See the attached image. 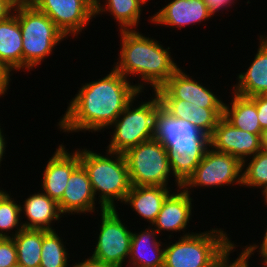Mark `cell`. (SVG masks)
Instances as JSON below:
<instances>
[{
  "label": "cell",
  "instance_id": "21",
  "mask_svg": "<svg viewBox=\"0 0 267 267\" xmlns=\"http://www.w3.org/2000/svg\"><path fill=\"white\" fill-rule=\"evenodd\" d=\"M160 102L161 107L172 117L189 121L208 136L223 116L224 108H203L180 99H160Z\"/></svg>",
  "mask_w": 267,
  "mask_h": 267
},
{
  "label": "cell",
  "instance_id": "45",
  "mask_svg": "<svg viewBox=\"0 0 267 267\" xmlns=\"http://www.w3.org/2000/svg\"><path fill=\"white\" fill-rule=\"evenodd\" d=\"M222 267H229V260Z\"/></svg>",
  "mask_w": 267,
  "mask_h": 267
},
{
  "label": "cell",
  "instance_id": "29",
  "mask_svg": "<svg viewBox=\"0 0 267 267\" xmlns=\"http://www.w3.org/2000/svg\"><path fill=\"white\" fill-rule=\"evenodd\" d=\"M9 193L0 200L1 238H13L24 228L21 221L20 202L13 198L11 191Z\"/></svg>",
  "mask_w": 267,
  "mask_h": 267
},
{
  "label": "cell",
  "instance_id": "30",
  "mask_svg": "<svg viewBox=\"0 0 267 267\" xmlns=\"http://www.w3.org/2000/svg\"><path fill=\"white\" fill-rule=\"evenodd\" d=\"M18 264L17 251L13 238L0 240V267H11Z\"/></svg>",
  "mask_w": 267,
  "mask_h": 267
},
{
  "label": "cell",
  "instance_id": "23",
  "mask_svg": "<svg viewBox=\"0 0 267 267\" xmlns=\"http://www.w3.org/2000/svg\"><path fill=\"white\" fill-rule=\"evenodd\" d=\"M148 1L151 0H95V19L102 14L112 15L118 30H138Z\"/></svg>",
  "mask_w": 267,
  "mask_h": 267
},
{
  "label": "cell",
  "instance_id": "25",
  "mask_svg": "<svg viewBox=\"0 0 267 267\" xmlns=\"http://www.w3.org/2000/svg\"><path fill=\"white\" fill-rule=\"evenodd\" d=\"M231 101L224 103L223 117L234 127L252 134H262L255 102L231 91Z\"/></svg>",
  "mask_w": 267,
  "mask_h": 267
},
{
  "label": "cell",
  "instance_id": "9",
  "mask_svg": "<svg viewBox=\"0 0 267 267\" xmlns=\"http://www.w3.org/2000/svg\"><path fill=\"white\" fill-rule=\"evenodd\" d=\"M97 213L101 216V224H98L99 232L91 257L111 267H127L132 229L124 223V218L121 219L124 213L120 214L117 208L97 210Z\"/></svg>",
  "mask_w": 267,
  "mask_h": 267
},
{
  "label": "cell",
  "instance_id": "19",
  "mask_svg": "<svg viewBox=\"0 0 267 267\" xmlns=\"http://www.w3.org/2000/svg\"><path fill=\"white\" fill-rule=\"evenodd\" d=\"M259 35L257 52L252 62L244 72L236 75L237 82L229 89L245 97L262 95L267 91V35Z\"/></svg>",
  "mask_w": 267,
  "mask_h": 267
},
{
  "label": "cell",
  "instance_id": "10",
  "mask_svg": "<svg viewBox=\"0 0 267 267\" xmlns=\"http://www.w3.org/2000/svg\"><path fill=\"white\" fill-rule=\"evenodd\" d=\"M242 168L243 163L235 156L209 147L194 170L193 177L183 188L193 195L191 192L199 187H203L202 189H213V187L217 189L230 185L243 187Z\"/></svg>",
  "mask_w": 267,
  "mask_h": 267
},
{
  "label": "cell",
  "instance_id": "26",
  "mask_svg": "<svg viewBox=\"0 0 267 267\" xmlns=\"http://www.w3.org/2000/svg\"><path fill=\"white\" fill-rule=\"evenodd\" d=\"M18 264L22 267H39L42 250V230L23 228L14 237Z\"/></svg>",
  "mask_w": 267,
  "mask_h": 267
},
{
  "label": "cell",
  "instance_id": "16",
  "mask_svg": "<svg viewBox=\"0 0 267 267\" xmlns=\"http://www.w3.org/2000/svg\"><path fill=\"white\" fill-rule=\"evenodd\" d=\"M153 15L148 22L154 25L167 26L171 29H183L189 25H200L203 21L213 19L205 0H169Z\"/></svg>",
  "mask_w": 267,
  "mask_h": 267
},
{
  "label": "cell",
  "instance_id": "13",
  "mask_svg": "<svg viewBox=\"0 0 267 267\" xmlns=\"http://www.w3.org/2000/svg\"><path fill=\"white\" fill-rule=\"evenodd\" d=\"M195 200L184 188H175L163 202L162 208L158 213L152 227L158 232L159 236L165 231L170 232L168 239H172L173 233H182L180 237L191 235L195 232H186L192 220L194 211L192 202ZM188 226V227H187ZM182 231V232H181ZM161 233V234H160ZM172 234V235H171Z\"/></svg>",
  "mask_w": 267,
  "mask_h": 267
},
{
  "label": "cell",
  "instance_id": "31",
  "mask_svg": "<svg viewBox=\"0 0 267 267\" xmlns=\"http://www.w3.org/2000/svg\"><path fill=\"white\" fill-rule=\"evenodd\" d=\"M267 223V221H266ZM265 232L263 238H261L262 240H260L259 242L261 243H254L252 242L251 244H247L246 246L241 245V253L246 257L251 259L252 256L254 257V253L258 252V253H267V226L265 227ZM251 257V258H250Z\"/></svg>",
  "mask_w": 267,
  "mask_h": 267
},
{
  "label": "cell",
  "instance_id": "43",
  "mask_svg": "<svg viewBox=\"0 0 267 267\" xmlns=\"http://www.w3.org/2000/svg\"><path fill=\"white\" fill-rule=\"evenodd\" d=\"M1 182V181H0ZM8 193L5 189L0 187V200Z\"/></svg>",
  "mask_w": 267,
  "mask_h": 267
},
{
  "label": "cell",
  "instance_id": "35",
  "mask_svg": "<svg viewBox=\"0 0 267 267\" xmlns=\"http://www.w3.org/2000/svg\"><path fill=\"white\" fill-rule=\"evenodd\" d=\"M72 265L70 267H111L109 265L104 264L103 262L96 260L92 258L91 256H87V258H83L81 262L78 260L75 262V259L73 260Z\"/></svg>",
  "mask_w": 267,
  "mask_h": 267
},
{
  "label": "cell",
  "instance_id": "8",
  "mask_svg": "<svg viewBox=\"0 0 267 267\" xmlns=\"http://www.w3.org/2000/svg\"><path fill=\"white\" fill-rule=\"evenodd\" d=\"M124 156L131 185L172 187L168 152L157 139L152 138L128 149Z\"/></svg>",
  "mask_w": 267,
  "mask_h": 267
},
{
  "label": "cell",
  "instance_id": "20",
  "mask_svg": "<svg viewBox=\"0 0 267 267\" xmlns=\"http://www.w3.org/2000/svg\"><path fill=\"white\" fill-rule=\"evenodd\" d=\"M144 228L132 231L127 267H163L165 242L152 226Z\"/></svg>",
  "mask_w": 267,
  "mask_h": 267
},
{
  "label": "cell",
  "instance_id": "46",
  "mask_svg": "<svg viewBox=\"0 0 267 267\" xmlns=\"http://www.w3.org/2000/svg\"><path fill=\"white\" fill-rule=\"evenodd\" d=\"M265 98H267V91L262 94Z\"/></svg>",
  "mask_w": 267,
  "mask_h": 267
},
{
  "label": "cell",
  "instance_id": "33",
  "mask_svg": "<svg viewBox=\"0 0 267 267\" xmlns=\"http://www.w3.org/2000/svg\"><path fill=\"white\" fill-rule=\"evenodd\" d=\"M12 70H10L3 62L0 61V98L5 97L11 86L13 76ZM5 95V96H4Z\"/></svg>",
  "mask_w": 267,
  "mask_h": 267
},
{
  "label": "cell",
  "instance_id": "32",
  "mask_svg": "<svg viewBox=\"0 0 267 267\" xmlns=\"http://www.w3.org/2000/svg\"><path fill=\"white\" fill-rule=\"evenodd\" d=\"M256 104L258 121L262 129L267 128V98L263 95L250 97Z\"/></svg>",
  "mask_w": 267,
  "mask_h": 267
},
{
  "label": "cell",
  "instance_id": "12",
  "mask_svg": "<svg viewBox=\"0 0 267 267\" xmlns=\"http://www.w3.org/2000/svg\"><path fill=\"white\" fill-rule=\"evenodd\" d=\"M186 72L180 67L158 88L155 93L159 99H180L203 108H224L221 95L217 96V92H213L212 88L204 86L202 81L196 80Z\"/></svg>",
  "mask_w": 267,
  "mask_h": 267
},
{
  "label": "cell",
  "instance_id": "22",
  "mask_svg": "<svg viewBox=\"0 0 267 267\" xmlns=\"http://www.w3.org/2000/svg\"><path fill=\"white\" fill-rule=\"evenodd\" d=\"M172 188V189H171ZM174 187L164 186H131L123 202L124 206H129L137 213L139 219H144L149 226L155 221L160 212L166 197L172 192Z\"/></svg>",
  "mask_w": 267,
  "mask_h": 267
},
{
  "label": "cell",
  "instance_id": "40",
  "mask_svg": "<svg viewBox=\"0 0 267 267\" xmlns=\"http://www.w3.org/2000/svg\"><path fill=\"white\" fill-rule=\"evenodd\" d=\"M237 259L245 266V267H250L249 265V258H246L241 252L237 254Z\"/></svg>",
  "mask_w": 267,
  "mask_h": 267
},
{
  "label": "cell",
  "instance_id": "18",
  "mask_svg": "<svg viewBox=\"0 0 267 267\" xmlns=\"http://www.w3.org/2000/svg\"><path fill=\"white\" fill-rule=\"evenodd\" d=\"M22 202H20V212L25 229L53 231L56 230L53 227L54 223L56 222L57 225L63 220L61 218H64L58 203L40 190L28 195ZM23 218L26 219L23 221Z\"/></svg>",
  "mask_w": 267,
  "mask_h": 267
},
{
  "label": "cell",
  "instance_id": "44",
  "mask_svg": "<svg viewBox=\"0 0 267 267\" xmlns=\"http://www.w3.org/2000/svg\"><path fill=\"white\" fill-rule=\"evenodd\" d=\"M263 201H264V205H266L267 206V193L263 196Z\"/></svg>",
  "mask_w": 267,
  "mask_h": 267
},
{
  "label": "cell",
  "instance_id": "4",
  "mask_svg": "<svg viewBox=\"0 0 267 267\" xmlns=\"http://www.w3.org/2000/svg\"><path fill=\"white\" fill-rule=\"evenodd\" d=\"M224 228H210L203 232L165 241L163 267H222L230 254L238 248Z\"/></svg>",
  "mask_w": 267,
  "mask_h": 267
},
{
  "label": "cell",
  "instance_id": "27",
  "mask_svg": "<svg viewBox=\"0 0 267 267\" xmlns=\"http://www.w3.org/2000/svg\"><path fill=\"white\" fill-rule=\"evenodd\" d=\"M60 236L56 230H42V250L39 267H68L71 265L69 264L71 263L69 258L72 257H69L70 253H68L70 250L66 248L69 243Z\"/></svg>",
  "mask_w": 267,
  "mask_h": 267
},
{
  "label": "cell",
  "instance_id": "39",
  "mask_svg": "<svg viewBox=\"0 0 267 267\" xmlns=\"http://www.w3.org/2000/svg\"><path fill=\"white\" fill-rule=\"evenodd\" d=\"M260 143H261V150L267 152V128L262 130Z\"/></svg>",
  "mask_w": 267,
  "mask_h": 267
},
{
  "label": "cell",
  "instance_id": "3",
  "mask_svg": "<svg viewBox=\"0 0 267 267\" xmlns=\"http://www.w3.org/2000/svg\"><path fill=\"white\" fill-rule=\"evenodd\" d=\"M154 138L167 149L173 186L183 188L210 147L209 136L189 121L172 117L160 107L155 117Z\"/></svg>",
  "mask_w": 267,
  "mask_h": 267
},
{
  "label": "cell",
  "instance_id": "47",
  "mask_svg": "<svg viewBox=\"0 0 267 267\" xmlns=\"http://www.w3.org/2000/svg\"><path fill=\"white\" fill-rule=\"evenodd\" d=\"M11 267H22V266H20L19 264H16V265L11 266Z\"/></svg>",
  "mask_w": 267,
  "mask_h": 267
},
{
  "label": "cell",
  "instance_id": "5",
  "mask_svg": "<svg viewBox=\"0 0 267 267\" xmlns=\"http://www.w3.org/2000/svg\"><path fill=\"white\" fill-rule=\"evenodd\" d=\"M105 151L103 155L93 149L80 147V164L88 174L99 206L121 210L117 204L120 202L123 205L132 186L127 162L124 154Z\"/></svg>",
  "mask_w": 267,
  "mask_h": 267
},
{
  "label": "cell",
  "instance_id": "11",
  "mask_svg": "<svg viewBox=\"0 0 267 267\" xmlns=\"http://www.w3.org/2000/svg\"><path fill=\"white\" fill-rule=\"evenodd\" d=\"M35 7L54 22L67 40L69 36L78 37L95 18V0H38Z\"/></svg>",
  "mask_w": 267,
  "mask_h": 267
},
{
  "label": "cell",
  "instance_id": "1",
  "mask_svg": "<svg viewBox=\"0 0 267 267\" xmlns=\"http://www.w3.org/2000/svg\"><path fill=\"white\" fill-rule=\"evenodd\" d=\"M114 67L109 74L81 83L56 123L63 133L103 132L141 91Z\"/></svg>",
  "mask_w": 267,
  "mask_h": 267
},
{
  "label": "cell",
  "instance_id": "7",
  "mask_svg": "<svg viewBox=\"0 0 267 267\" xmlns=\"http://www.w3.org/2000/svg\"><path fill=\"white\" fill-rule=\"evenodd\" d=\"M13 13L17 16L22 32L23 72L28 70V73L42 65L54 53L56 46L67 38L36 7L15 8Z\"/></svg>",
  "mask_w": 267,
  "mask_h": 267
},
{
  "label": "cell",
  "instance_id": "37",
  "mask_svg": "<svg viewBox=\"0 0 267 267\" xmlns=\"http://www.w3.org/2000/svg\"><path fill=\"white\" fill-rule=\"evenodd\" d=\"M6 134L3 131V127L1 128V123H0V169L1 168V163L3 162L2 160L5 159V154H6V147H7V140L5 139ZM4 156V157H3ZM1 177V176H0Z\"/></svg>",
  "mask_w": 267,
  "mask_h": 267
},
{
  "label": "cell",
  "instance_id": "2",
  "mask_svg": "<svg viewBox=\"0 0 267 267\" xmlns=\"http://www.w3.org/2000/svg\"><path fill=\"white\" fill-rule=\"evenodd\" d=\"M118 33L119 57L112 66L132 83L133 77H139L135 86L141 92L147 91L146 85L155 92L180 68L171 54L172 48H166L156 38L139 30H119Z\"/></svg>",
  "mask_w": 267,
  "mask_h": 267
},
{
  "label": "cell",
  "instance_id": "41",
  "mask_svg": "<svg viewBox=\"0 0 267 267\" xmlns=\"http://www.w3.org/2000/svg\"><path fill=\"white\" fill-rule=\"evenodd\" d=\"M258 254V257L261 258V260L259 259L260 261V267H267V253H257ZM262 265V266H261Z\"/></svg>",
  "mask_w": 267,
  "mask_h": 267
},
{
  "label": "cell",
  "instance_id": "36",
  "mask_svg": "<svg viewBox=\"0 0 267 267\" xmlns=\"http://www.w3.org/2000/svg\"><path fill=\"white\" fill-rule=\"evenodd\" d=\"M14 12V7L7 0H0V21L7 19Z\"/></svg>",
  "mask_w": 267,
  "mask_h": 267
},
{
  "label": "cell",
  "instance_id": "38",
  "mask_svg": "<svg viewBox=\"0 0 267 267\" xmlns=\"http://www.w3.org/2000/svg\"><path fill=\"white\" fill-rule=\"evenodd\" d=\"M13 7H35L38 0H7Z\"/></svg>",
  "mask_w": 267,
  "mask_h": 267
},
{
  "label": "cell",
  "instance_id": "6",
  "mask_svg": "<svg viewBox=\"0 0 267 267\" xmlns=\"http://www.w3.org/2000/svg\"><path fill=\"white\" fill-rule=\"evenodd\" d=\"M142 93L145 94L140 92L136 95L115 122L107 128L112 129V132H109L111 138L105 147L106 150L124 154L128 149L154 138L155 117L161 102L155 92L150 99L147 98L148 101L142 99L140 101L138 99L140 95L143 96Z\"/></svg>",
  "mask_w": 267,
  "mask_h": 267
},
{
  "label": "cell",
  "instance_id": "42",
  "mask_svg": "<svg viewBox=\"0 0 267 267\" xmlns=\"http://www.w3.org/2000/svg\"><path fill=\"white\" fill-rule=\"evenodd\" d=\"M229 267H245L237 258L235 260L229 259Z\"/></svg>",
  "mask_w": 267,
  "mask_h": 267
},
{
  "label": "cell",
  "instance_id": "34",
  "mask_svg": "<svg viewBox=\"0 0 267 267\" xmlns=\"http://www.w3.org/2000/svg\"><path fill=\"white\" fill-rule=\"evenodd\" d=\"M239 0H205L206 4L208 5L210 14L214 17L216 13L222 12L226 10L229 12L230 8ZM229 9V10H227Z\"/></svg>",
  "mask_w": 267,
  "mask_h": 267
},
{
  "label": "cell",
  "instance_id": "14",
  "mask_svg": "<svg viewBox=\"0 0 267 267\" xmlns=\"http://www.w3.org/2000/svg\"><path fill=\"white\" fill-rule=\"evenodd\" d=\"M261 134H252L234 127L223 116L209 136L210 147L215 151L228 153L242 163L261 151Z\"/></svg>",
  "mask_w": 267,
  "mask_h": 267
},
{
  "label": "cell",
  "instance_id": "28",
  "mask_svg": "<svg viewBox=\"0 0 267 267\" xmlns=\"http://www.w3.org/2000/svg\"><path fill=\"white\" fill-rule=\"evenodd\" d=\"M242 186L259 188L262 196L267 193V152L261 150L243 162Z\"/></svg>",
  "mask_w": 267,
  "mask_h": 267
},
{
  "label": "cell",
  "instance_id": "24",
  "mask_svg": "<svg viewBox=\"0 0 267 267\" xmlns=\"http://www.w3.org/2000/svg\"><path fill=\"white\" fill-rule=\"evenodd\" d=\"M22 32L17 16L13 13L0 21V61L12 72L23 71Z\"/></svg>",
  "mask_w": 267,
  "mask_h": 267
},
{
  "label": "cell",
  "instance_id": "17",
  "mask_svg": "<svg viewBox=\"0 0 267 267\" xmlns=\"http://www.w3.org/2000/svg\"><path fill=\"white\" fill-rule=\"evenodd\" d=\"M96 201V202H95ZM97 199L92 189L91 182L84 167L80 164L72 173L67 181L62 199L58 202L60 212L67 217L68 215H91L97 209L104 210L98 205ZM89 213V215H88ZM67 215V216H66Z\"/></svg>",
  "mask_w": 267,
  "mask_h": 267
},
{
  "label": "cell",
  "instance_id": "15",
  "mask_svg": "<svg viewBox=\"0 0 267 267\" xmlns=\"http://www.w3.org/2000/svg\"><path fill=\"white\" fill-rule=\"evenodd\" d=\"M42 172L41 191L57 203L62 199L71 173L80 165L79 148L69 151L59 144Z\"/></svg>",
  "mask_w": 267,
  "mask_h": 267
}]
</instances>
